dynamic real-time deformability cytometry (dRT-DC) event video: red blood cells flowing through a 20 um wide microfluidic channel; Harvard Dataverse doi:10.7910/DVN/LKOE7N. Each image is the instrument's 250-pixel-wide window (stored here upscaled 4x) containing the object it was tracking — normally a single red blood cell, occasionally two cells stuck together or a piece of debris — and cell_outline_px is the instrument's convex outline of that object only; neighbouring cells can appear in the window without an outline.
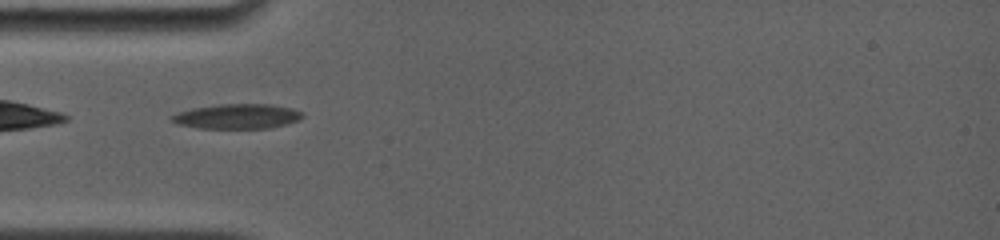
{"species": "common noctule bat (a hibernating species)", "species_latin": "Nyctalus noctula", "temperature_condition": "room temperature", "stored_images_in_passage": 4, "camera_frame_rate_fps": 4000, "um_per_image_px": 0.085, "animal": {"sex": "female", "body_mass_g": 19.0, "forearm_length_mm": 56.7}, "frame": {"image": 1, "passage_image": 2, "time_ms": 0.5, "image_size_px": [1000, 240], "cell_outline_px": [[304, 116], [300, 120], [268, 128], [196, 128], [176, 124], [168, 120], [168, 116], [192, 108], [220, 104], [268, 104], [292, 108], [300, 112]], "centroid_in_image_um": [20.09, 9.89], "position_along_channel_um": 64.9, "area_um2": 18.96}}